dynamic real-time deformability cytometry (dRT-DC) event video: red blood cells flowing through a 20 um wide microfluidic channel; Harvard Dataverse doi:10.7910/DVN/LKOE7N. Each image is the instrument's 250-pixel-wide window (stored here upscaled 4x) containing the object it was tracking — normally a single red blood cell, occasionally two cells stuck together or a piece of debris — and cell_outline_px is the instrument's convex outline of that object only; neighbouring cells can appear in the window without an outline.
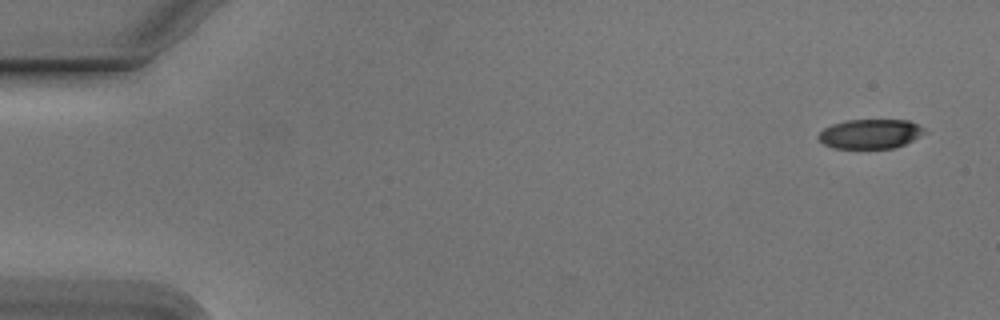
{"species": "Egyptian fruit bat (a non-hibernating species)", "species_latin": "Rousettus aegyptiacus", "temperature_condition": "cold", "stored_images_in_passage": 4, "camera_frame_rate_fps": 3000, "um_per_image_px": 0.085, "animal": {"sex": "male"}, "frame": {"image": 1, "passage_image": 1, "time_ms": 0.0, "image_size_px": [1000, 320], "cell_outline_px": [[928, 132], [896, 148], [832, 148], [824, 144], [816, 136], [824, 128], [832, 124], [844, 120], [908, 120], [924, 128]], "centroid_in_image_um": [73.96, 11.38], "position_along_channel_um": 11.0, "area_um2": 18.26}}